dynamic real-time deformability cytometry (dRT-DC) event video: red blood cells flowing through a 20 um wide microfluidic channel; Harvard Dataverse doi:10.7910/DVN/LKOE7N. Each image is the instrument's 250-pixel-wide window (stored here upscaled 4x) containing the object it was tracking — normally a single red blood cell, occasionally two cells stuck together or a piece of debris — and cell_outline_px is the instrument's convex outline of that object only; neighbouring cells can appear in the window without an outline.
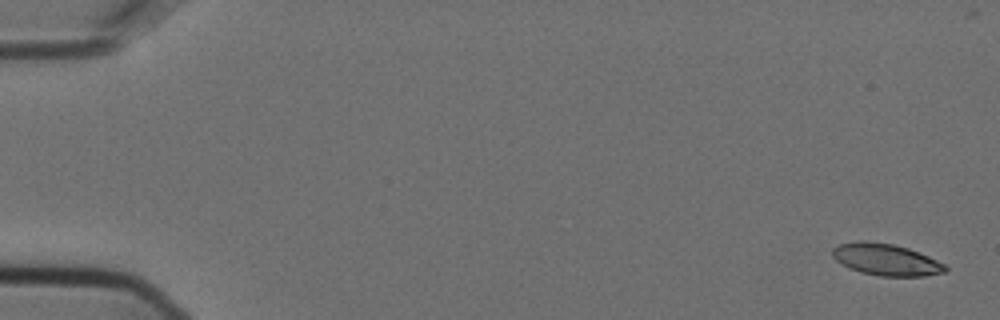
{"species": "Egyptian fruit bat (a non-hibernating species)", "species_latin": "Rousettus aegyptiacus", "temperature_condition": "cold", "stored_images_in_passage": 6, "camera_frame_rate_fps": 3000, "um_per_image_px": 0.085, "animal": {"sex": "female"}, "frame": {"image": 1, "passage_image": 1, "time_ms": 0.0, "image_size_px": [1000, 320], "cell_outline_px": [[948, 268], [944, 272], [924, 276], [880, 276], [860, 272], [848, 268], [836, 260], [832, 256], [832, 248], [840, 244], [860, 240], [864, 240], [892, 244], [908, 248], [928, 256], [944, 264]], "centroid_in_image_um": [75.28, 22.06], "position_along_channel_um": 9.7, "area_um2": 20.81}}
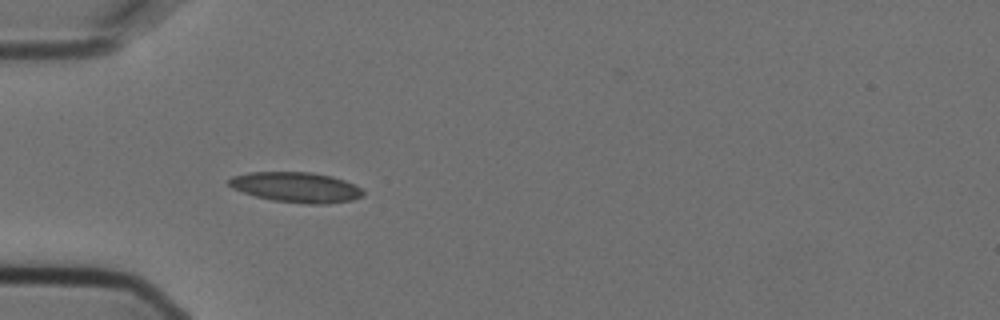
{"frame": {"image": 2, "passage_image": 5, "time_ms": 1.333, "image_size_px": [1000, 320], "cell_outline_px": [[364, 196], [352, 200], [328, 204], [308, 204], [272, 200], [256, 196], [232, 188], [228, 184], [228, 180], [232, 176], [248, 172], [312, 172], [332, 176], [344, 180], [360, 188], [364, 192]], "centroid_in_image_um": [25.18, 15.91], "position_along_channel_um": 59.8, "area_um2": 23.64}}
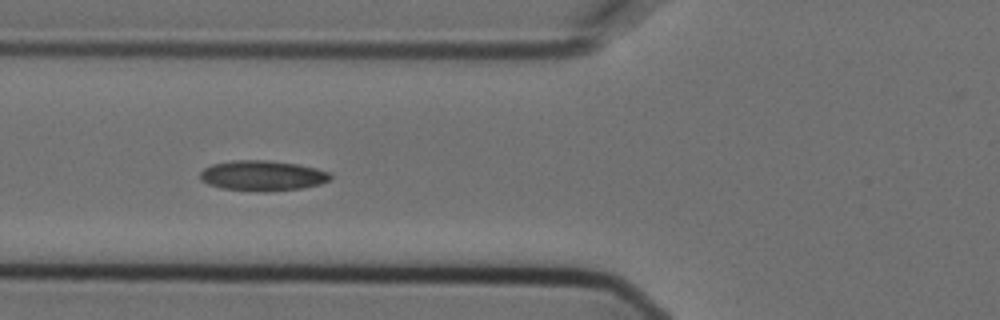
{"frame": {"image": 3, "passage_image": 6, "time_ms": 1.667, "image_size_px": [1000, 320], "cell_outline_px": [[332, 176], [328, 180], [320, 184], [300, 188], [264, 192], [256, 192], [224, 188], [208, 184], [200, 180], [200, 172], [204, 168], [212, 164], [232, 160], [268, 160], [296, 164], [316, 168], [328, 172]], "centroid_in_image_um": [22.27, 14.93], "position_along_channel_um": 103.5, "area_um2": 22.95}}